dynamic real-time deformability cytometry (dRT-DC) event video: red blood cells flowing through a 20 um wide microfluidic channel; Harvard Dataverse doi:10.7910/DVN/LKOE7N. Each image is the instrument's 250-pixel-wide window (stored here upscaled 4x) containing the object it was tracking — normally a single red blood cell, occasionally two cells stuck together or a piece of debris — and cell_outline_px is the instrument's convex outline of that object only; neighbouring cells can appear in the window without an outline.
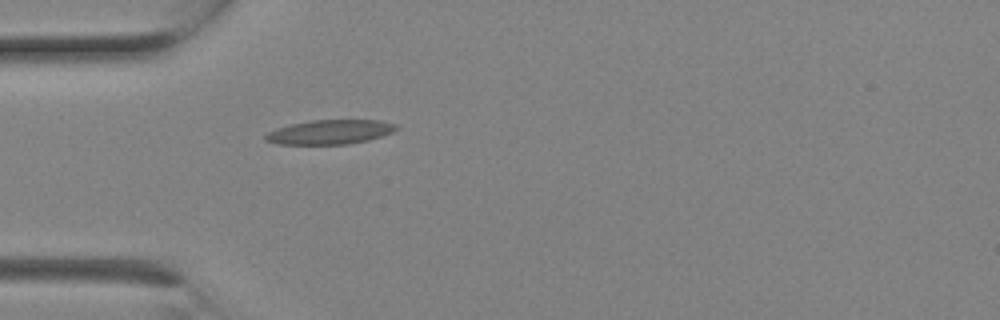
{"species": "Egyptian fruit bat (a non-hibernating species)", "species_latin": "Rousettus aegyptiacus", "temperature_condition": "room temperature", "stored_images_in_passage": 3, "camera_frame_rate_fps": 3000, "um_per_image_px": 0.085, "animal": {"sex": "female"}, "frame": {"image": 1, "passage_image": 3, "time_ms": 0.667, "image_size_px": [1000, 320], "cell_outline_px": [[400, 128], [392, 132], [368, 140], [348, 144], [276, 144], [264, 140], [264, 136], [268, 132], [276, 128], [292, 124], [312, 120], [380, 120], [396, 124]], "centroid_in_image_um": [28.04, 11.22], "position_along_channel_um": 57.0, "area_um2": 18.55}}